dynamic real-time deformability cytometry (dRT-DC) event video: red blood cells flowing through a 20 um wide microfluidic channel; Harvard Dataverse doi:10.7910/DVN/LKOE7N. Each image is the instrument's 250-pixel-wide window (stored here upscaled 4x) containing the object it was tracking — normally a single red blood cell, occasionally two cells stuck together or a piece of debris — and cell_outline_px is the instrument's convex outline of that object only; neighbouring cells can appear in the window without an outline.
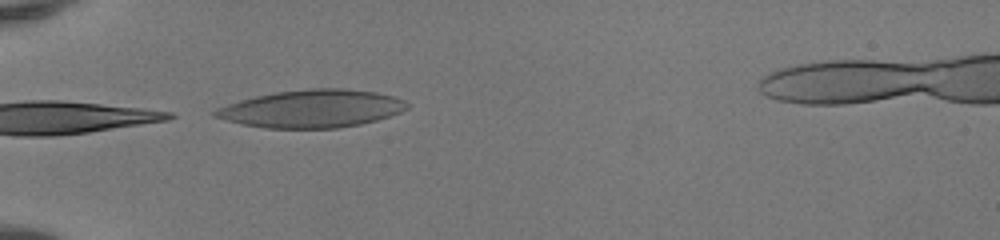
{"species": "human", "species_latin": "Homo sapiens", "temperature_condition": "room temperature", "stored_images_in_passage": 5, "camera_frame_rate_fps": 3000, "um_per_image_px": 0.085, "donor": {"sex": "female"}, "frame": {"image": 1, "passage_image": 1, "time_ms": 0.0, "image_size_px": [1000, 240], "cell_outline_px": [[408, 108], [400, 112], [376, 120], [360, 124], [336, 128], [264, 128], [244, 124], [212, 116], [212, 112], [216, 108], [240, 100], [256, 96], [276, 92], [308, 88], [344, 88], [376, 92], [392, 96], [404, 100], [408, 104]], "centroid_in_image_um": [26.5, 9.23], "position_along_channel_um": 58.5, "area_um2": 42.02}}
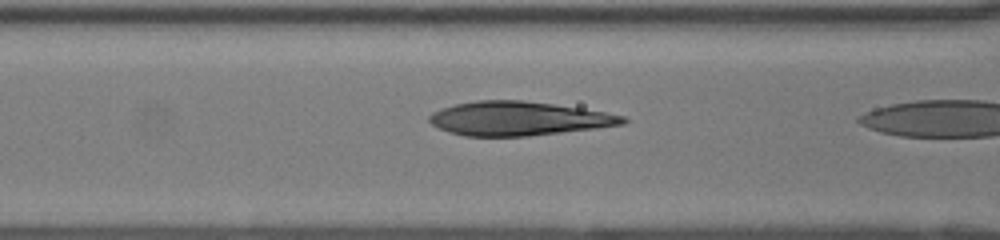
{"frame": {"image": 2, "passage_image": 4, "time_ms": 1.0, "image_size_px": [1000, 240], "cell_outline_px": [[628, 120], [624, 124], [596, 128], [528, 136], [464, 136], [448, 132], [432, 124], [428, 120], [428, 116], [432, 112], [456, 104], [476, 100], [524, 100], [580, 108], [604, 112], [624, 116]], "centroid_in_image_um": [44.05, 10.08], "position_along_channel_um": 122.5, "area_um2": 38.09}}